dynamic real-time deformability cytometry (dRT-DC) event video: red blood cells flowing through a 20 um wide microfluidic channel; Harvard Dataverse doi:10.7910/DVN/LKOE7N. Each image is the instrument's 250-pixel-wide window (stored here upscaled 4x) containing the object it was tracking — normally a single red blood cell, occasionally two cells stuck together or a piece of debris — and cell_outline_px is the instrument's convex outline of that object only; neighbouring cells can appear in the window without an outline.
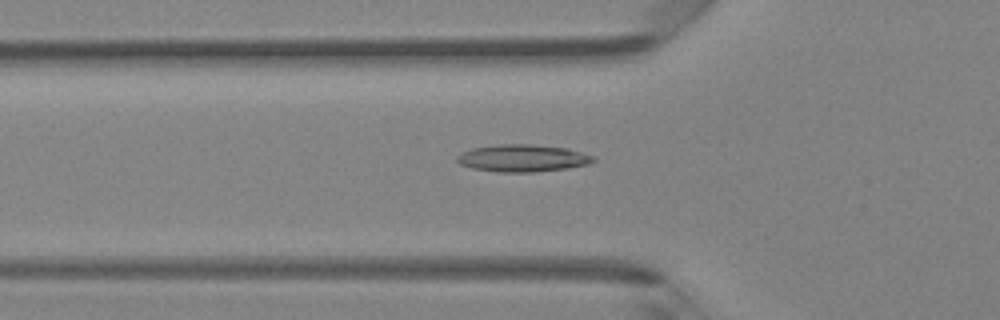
{"species": "Egyptian fruit bat (a non-hibernating species)", "species_latin": "Rousettus aegyptiacus", "temperature_condition": "room temperature", "stored_images_in_passage": 48, "camera_frame_rate_fps": 3000, "um_per_image_px": 0.085, "animal": {"sex": "female"}, "frame": {"image": 1, "passage_image": 17, "time_ms": 5.333, "image_size_px": [1000, 320], "cell_outline_px": [[596, 160], [588, 164], [568, 168], [536, 172], [496, 172], [472, 168], [460, 164], [456, 160], [456, 156], [472, 148], [500, 144], [532, 144], [564, 148], [596, 156]], "centroid_in_image_um": [44.43, 13.45], "position_along_channel_um": 81.4, "area_um2": 21.62}}
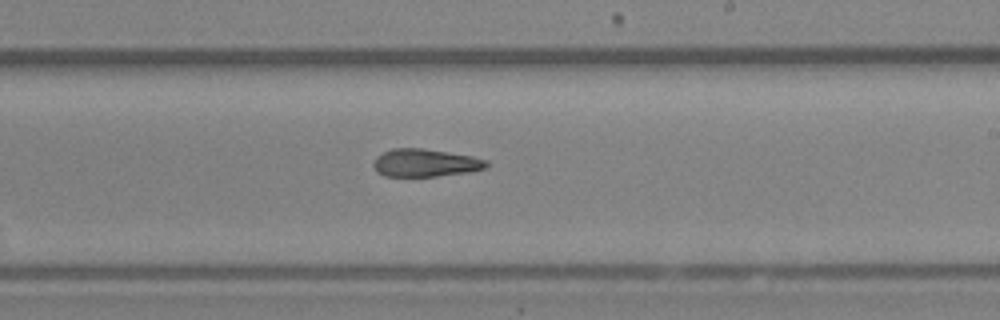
{"frame": {"image": 2, "passage_image": 29, "time_ms": 9.333, "image_size_px": [1000, 320], "cell_outline_px": [[492, 164], [484, 168], [472, 172], [436, 176], [384, 176], [376, 172], [372, 164], [376, 156], [392, 148], [420, 148], [472, 156], [488, 160]], "centroid_in_image_um": [36.16, 13.85], "position_along_channel_um": 252.8, "area_um2": 18.44}}
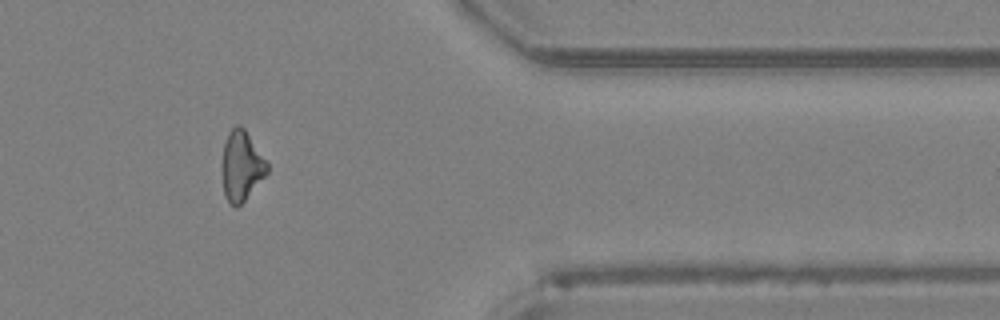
{"frame": {"image": 3, "passage_image": 40, "time_ms": 13.0, "image_size_px": [1000, 320], "cell_outline_px": [[268, 172], [244, 200], [236, 208], [224, 196], [220, 168], [220, 164], [224, 144], [228, 132], [236, 124], [240, 124], [244, 128], [268, 164]], "centroid_in_image_um": [20.47, 14.09], "position_along_channel_um": 390.9, "area_um2": 18.44}, "authors_computed_cell_mechanics": {"area_um2": 19.2185, "velocity_mm_per_s": 4.2945, "shape_relaxation_time_tau1_ms": null, "shape_relaxation_time_tau2_ms": 3.6873, "deformation_change_tau1": null, "deformation_change_tau2": 0.1352}}